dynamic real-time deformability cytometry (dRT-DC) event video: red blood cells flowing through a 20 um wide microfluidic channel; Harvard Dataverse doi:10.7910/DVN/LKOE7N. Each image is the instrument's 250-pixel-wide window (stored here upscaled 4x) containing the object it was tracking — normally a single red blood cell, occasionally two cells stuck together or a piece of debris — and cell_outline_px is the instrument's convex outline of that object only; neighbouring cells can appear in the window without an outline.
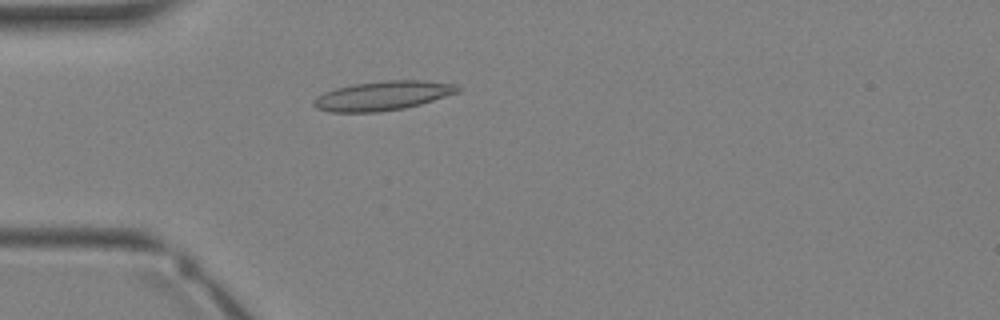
{"species": "Egyptian fruit bat (a non-hibernating species)", "species_latin": "Rousettus aegyptiacus", "temperature_condition": "warm", "stored_images_in_passage": 3, "camera_frame_rate_fps": 3000, "um_per_image_px": 0.085, "animal": {"sex": "female"}, "frame": {"image": 1, "passage_image": 3, "time_ms": 2.0, "image_size_px": [1000, 320], "cell_outline_px": [[460, 92], [420, 104], [404, 108], [376, 112], [328, 112], [316, 108], [312, 104], [312, 100], [316, 96], [324, 92], [336, 88], [356, 84], [384, 80], [424, 80], [456, 84], [460, 88]], "centroid_in_image_um": [32.52, 8.13], "position_along_channel_um": 52.5, "area_um2": 24.62}}